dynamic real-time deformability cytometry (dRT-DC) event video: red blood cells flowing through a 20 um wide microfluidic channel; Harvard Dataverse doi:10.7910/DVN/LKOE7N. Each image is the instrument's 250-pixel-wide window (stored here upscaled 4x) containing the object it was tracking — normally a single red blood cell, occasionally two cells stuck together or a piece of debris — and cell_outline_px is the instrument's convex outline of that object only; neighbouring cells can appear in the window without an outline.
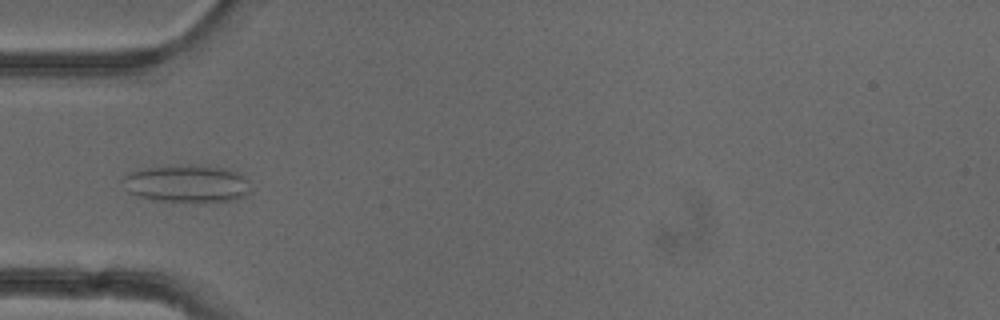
{"species": "common noctule bat (a hibernating species)", "species_latin": "Nyctalus noctula", "temperature_condition": "cold", "stored_images_in_passage": 51, "camera_frame_rate_fps": 3000, "um_per_image_px": 0.085, "animal": {"sex": "female"}, "frame": {"image": 1, "passage_image": 16, "time_ms": 5.0, "image_size_px": [1000, 320], "cell_outline_px": [[252, 192], [236, 200], [208, 204], [204, 204], [152, 200], [136, 196], [128, 192], [120, 180], [124, 176], [132, 172], [144, 168], [196, 164], [216, 164], [240, 172], [248, 180]], "centroid_in_image_um": [15.98, 15.63], "position_along_channel_um": 69.0, "area_um2": 29.48}}
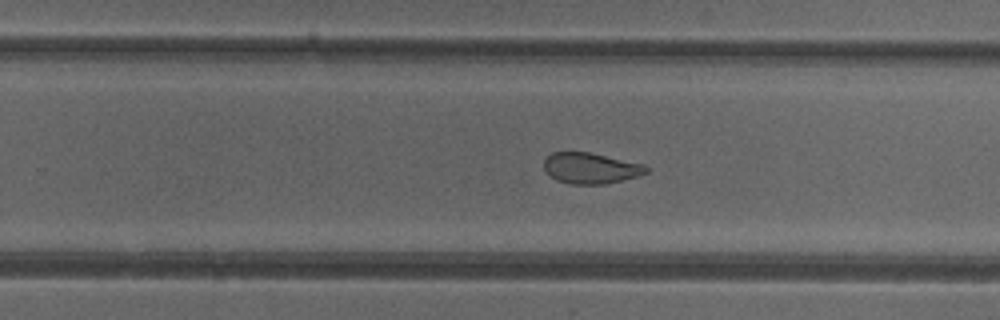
{"frame": {"image": 2, "passage_image": 32, "time_ms": 10.333, "image_size_px": [1000, 320], "cell_outline_px": [[648, 172], [636, 176], [604, 184], [572, 184], [556, 180], [544, 168], [544, 160], [552, 152], [588, 152], [644, 164], [648, 168]], "centroid_in_image_um": [50.2, 14.29], "position_along_channel_um": 279.6, "area_um2": 18.09}}
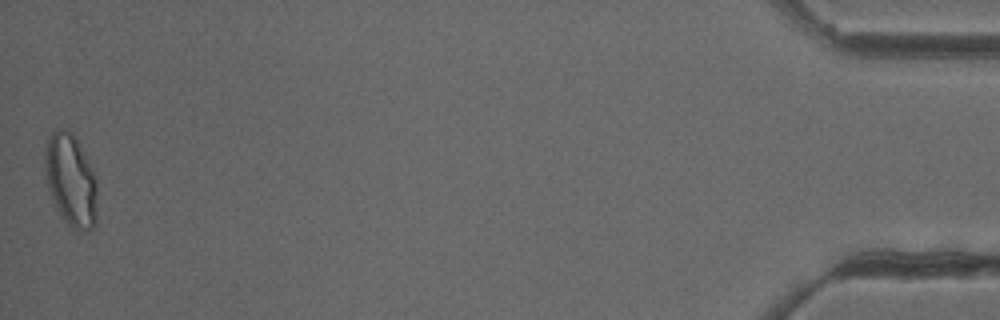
{"frame": {"image": 3, "passage_image": 51, "time_ms": 16.667, "image_size_px": [1000, 320], "cell_outline_px": [[96, 220], [92, 228], [88, 232], [76, 228], [68, 224], [56, 208], [52, 200], [48, 188], [44, 172], [44, 156], [48, 140], [52, 132], [56, 128], [68, 128], [72, 132], [96, 172]], "centroid_in_image_um": [6.02, 15.27], "position_along_channel_um": 429.2, "area_um2": 28.38}, "authors_computed_cell_mechanics": {"area_um2": 22.1374, "velocity_mm_per_s": 3.9242, "shape_relaxation_time_tau1_ms": null, "shape_relaxation_time_tau2_ms": 1.9598, "deformation_change_tau1": null, "deformation_change_tau2": 0.0874}}